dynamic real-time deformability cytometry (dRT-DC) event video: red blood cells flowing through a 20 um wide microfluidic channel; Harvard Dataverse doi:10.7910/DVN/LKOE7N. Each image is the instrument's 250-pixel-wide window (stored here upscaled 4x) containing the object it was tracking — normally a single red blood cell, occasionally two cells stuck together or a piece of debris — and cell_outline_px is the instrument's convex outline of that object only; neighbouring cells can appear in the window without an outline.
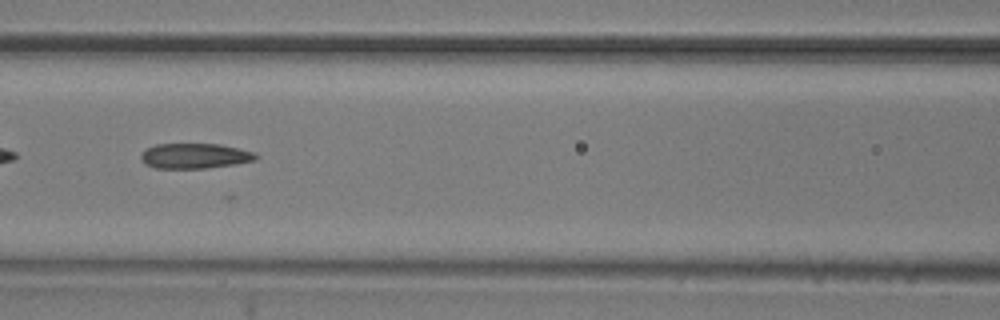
{"species": "common noctule bat (a hibernating species)", "species_latin": "Nyctalus noctula", "temperature_condition": "room temperature", "stored_images_in_passage": 28, "camera_frame_rate_fps": 3000, "um_per_image_px": 0.085, "animal": {"sex": "male", "body_mass_g": 20.5, "forearm_length_mm": 52.5}, "frame": {"image": 1, "passage_image": 12, "time_ms": 3.667, "image_size_px": [1000, 320], "cell_outline_px": [[260, 156], [256, 160], [236, 164], [208, 168], [156, 168], [144, 164], [140, 156], [148, 148], [156, 144], [220, 144], [256, 152]], "centroid_in_image_um": [16.62, 13.25], "position_along_channel_um": 150.0, "area_um2": 16.94}}
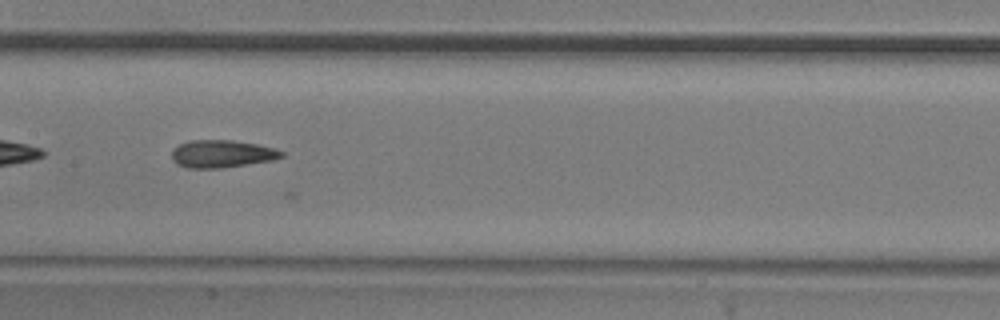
{"frame": {"image": 2, "passage_image": 15, "time_ms": 4.667, "image_size_px": [1000, 320], "cell_outline_px": [[284, 156], [272, 160], [220, 168], [188, 168], [176, 164], [172, 160], [172, 148], [188, 140], [232, 140], [256, 144], [276, 148], [284, 152]], "centroid_in_image_um": [18.83, 13.07], "position_along_channel_um": 188.6, "area_um2": 17.69}}
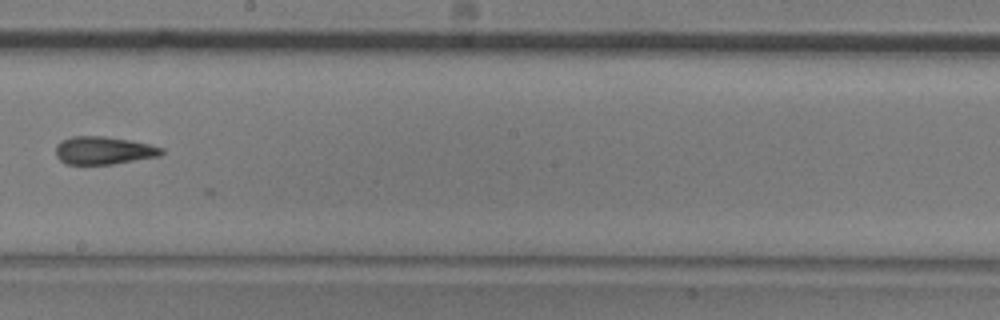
{"frame": {"image": 3, "passage_image": 19, "time_ms": 6.0, "image_size_px": [1000, 320], "cell_outline_px": [[164, 152], [160, 156], [112, 164], [64, 164], [56, 156], [56, 144], [60, 140], [72, 136], [104, 136], [132, 140], [164, 148]], "centroid_in_image_um": [8.79, 12.78], "position_along_channel_um": 239.4, "area_um2": 17.34}}